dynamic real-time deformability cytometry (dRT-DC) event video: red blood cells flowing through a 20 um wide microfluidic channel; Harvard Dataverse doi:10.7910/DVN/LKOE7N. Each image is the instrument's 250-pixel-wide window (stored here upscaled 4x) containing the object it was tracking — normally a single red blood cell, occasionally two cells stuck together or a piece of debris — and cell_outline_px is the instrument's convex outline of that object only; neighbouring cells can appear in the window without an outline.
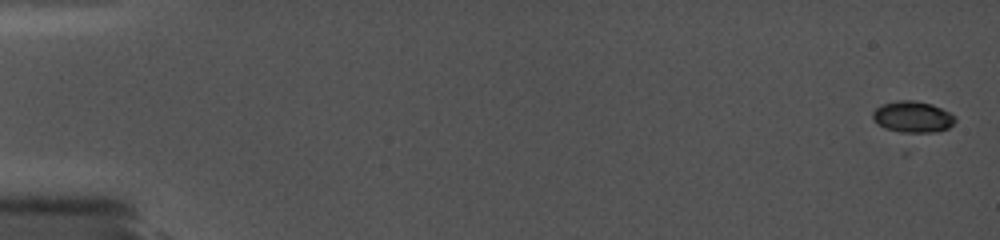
{"species": "common noctule bat (a hibernating species)", "species_latin": "Nyctalus noctula", "temperature_condition": "cold", "stored_images_in_passage": 39, "camera_frame_rate_fps": 5000, "um_per_image_px": 0.085, "animal": {"sex": "female", "body_mass_g": 19.0, "forearm_length_mm": 56.7}, "frame": {"image": 1, "passage_image": 1, "time_ms": 0.0, "image_size_px": [1000, 240], "cell_outline_px": [[956, 120], [948, 128], [936, 132], [908, 136], [884, 128], [872, 116], [872, 112], [880, 104], [896, 100], [912, 100], [932, 104], [956, 116]], "centroid_in_image_um": [77.57, 9.98], "position_along_channel_um": 7.4, "area_um2": 15.61}}
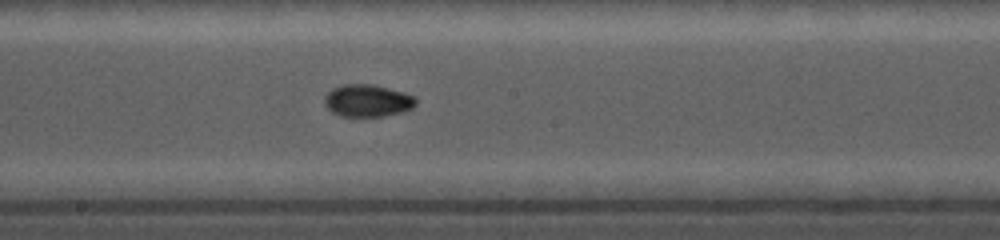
{"frame": {"image": 2, "passage_image": 23, "time_ms": 10.0, "image_size_px": [1000, 240], "cell_outline_px": [[416, 104], [412, 108], [400, 112], [384, 116], [340, 116], [332, 112], [324, 104], [324, 96], [332, 88], [344, 84], [372, 84], [404, 92], [416, 96]], "centroid_in_image_um": [31.23, 8.55], "position_along_channel_um": 217.0, "area_um2": 17.22}}
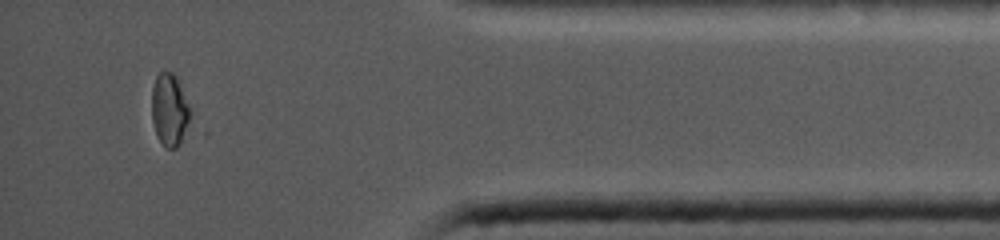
{"frame": {"image": 3, "passage_image": 37, "time_ms": 15.8, "image_size_px": [1000, 240], "cell_outline_px": [[188, 124], [180, 144], [176, 148], [168, 148], [160, 140], [156, 132], [152, 120], [152, 88], [156, 76], [160, 72], [172, 72], [176, 76], [188, 104]], "centroid_in_image_um": [14.38, 9.32], "position_along_channel_um": 420.8, "area_um2": 15.72}}